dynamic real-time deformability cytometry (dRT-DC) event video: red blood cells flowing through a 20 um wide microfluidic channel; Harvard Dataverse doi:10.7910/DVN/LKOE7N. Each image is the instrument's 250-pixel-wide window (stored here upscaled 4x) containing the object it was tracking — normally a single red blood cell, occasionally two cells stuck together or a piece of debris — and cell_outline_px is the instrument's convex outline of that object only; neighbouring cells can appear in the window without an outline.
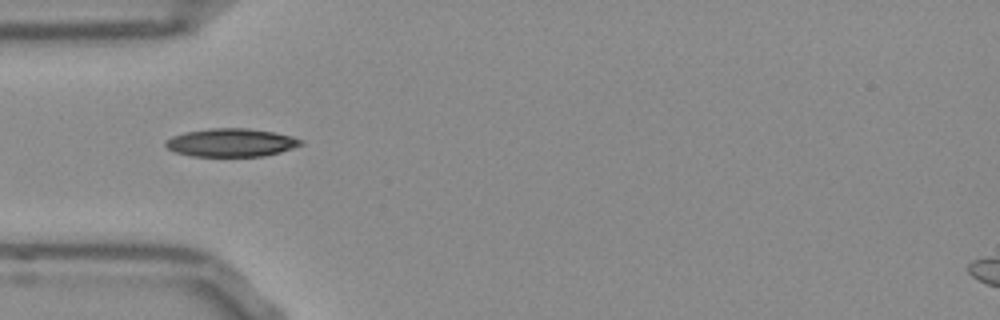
{"species": "Egyptian fruit bat (a non-hibernating species)", "species_latin": "Rousettus aegyptiacus", "temperature_condition": "room temperature", "stored_images_in_passage": 37, "camera_frame_rate_fps": 3000, "um_per_image_px": 0.085, "frame": {"image": 1, "passage_image": 1, "time_ms": 0.0, "image_size_px": [1000, 320], "cell_outline_px": [[304, 144], [280, 152], [264, 156], [192, 156], [176, 152], [168, 148], [164, 144], [172, 136], [184, 132], [212, 128], [248, 128], [272, 132], [292, 136], [304, 140]], "centroid_in_image_um": [19.68, 12.12], "position_along_channel_um": 65.3, "area_um2": 22.14}}
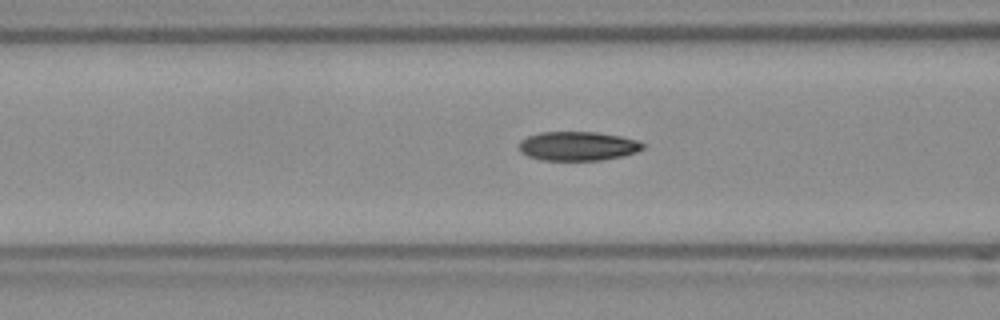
{"frame": {"image": 2, "passage_image": 5, "time_ms": 1.333, "image_size_px": [1000, 320], "cell_outline_px": [[644, 148], [636, 152], [624, 156], [600, 160], [540, 160], [528, 156], [520, 152], [520, 140], [528, 136], [540, 132], [596, 132], [620, 136], [640, 140], [644, 144]], "centroid_in_image_um": [49.13, 12.41], "position_along_channel_um": 117.5, "area_um2": 21.1}}
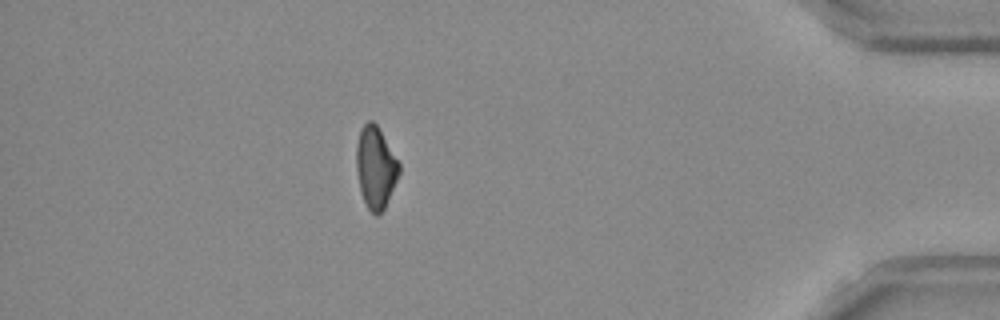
{"frame": {"image": 3, "passage_image": 31, "time_ms": 10.0, "image_size_px": [1000, 320], "cell_outline_px": [[400, 172], [384, 208], [376, 216], [368, 208], [364, 200], [360, 188], [356, 168], [356, 148], [360, 128], [368, 120], [372, 120], [376, 124], [400, 164]], "centroid_in_image_um": [31.91, 14.2], "position_along_channel_um": 403.3, "area_um2": 20.0}, "authors_computed_cell_mechanics": {"area_um2": 21.0392, "velocity_mm_per_s": 3.8607, "shape_relaxation_time_tau1_ms": 4.6965, "shape_relaxation_time_tau2_ms": 4.4081, "deformation_change_tau1": 0.1395, "deformation_change_tau2": 0.0809}}